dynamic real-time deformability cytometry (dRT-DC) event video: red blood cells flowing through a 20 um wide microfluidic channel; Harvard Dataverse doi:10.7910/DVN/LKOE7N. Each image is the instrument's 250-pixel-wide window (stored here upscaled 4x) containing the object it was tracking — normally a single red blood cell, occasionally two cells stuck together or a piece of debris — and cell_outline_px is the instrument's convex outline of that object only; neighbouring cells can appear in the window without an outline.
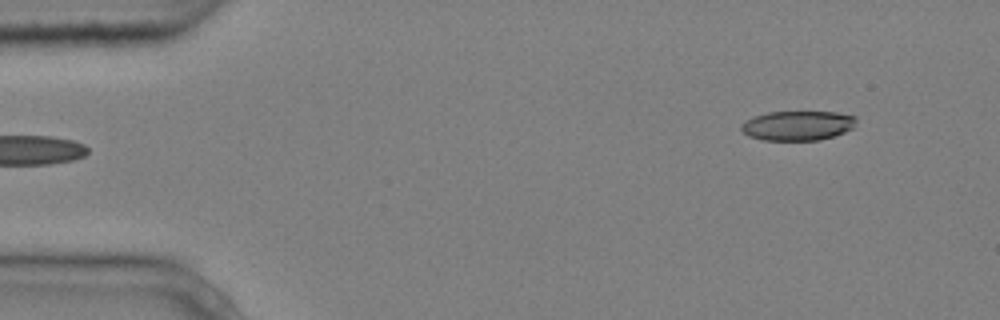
{"species": "common noctule bat (a hibernating species)", "species_latin": "Nyctalus noctula", "temperature_condition": "cold", "stored_images_in_passage": 5, "segment_of_instrument_passage": [2, 2], "camera_frame_rate_fps": 3000, "um_per_image_px": 0.085, "animal": {"sex": "male", "body_mass_g": 20.4}, "frame": {"image": 1, "passage_image": 5, "time_ms": 1.333, "image_size_px": [1000, 320], "cell_outline_px": [[856, 120], [852, 128], [844, 132], [820, 140], [764, 140], [748, 136], [740, 128], [740, 124], [744, 120], [752, 116], [768, 112], [836, 112], [856, 116]], "centroid_in_image_um": [67.76, 10.67], "position_along_channel_um": 17.2, "area_um2": 19.88}}